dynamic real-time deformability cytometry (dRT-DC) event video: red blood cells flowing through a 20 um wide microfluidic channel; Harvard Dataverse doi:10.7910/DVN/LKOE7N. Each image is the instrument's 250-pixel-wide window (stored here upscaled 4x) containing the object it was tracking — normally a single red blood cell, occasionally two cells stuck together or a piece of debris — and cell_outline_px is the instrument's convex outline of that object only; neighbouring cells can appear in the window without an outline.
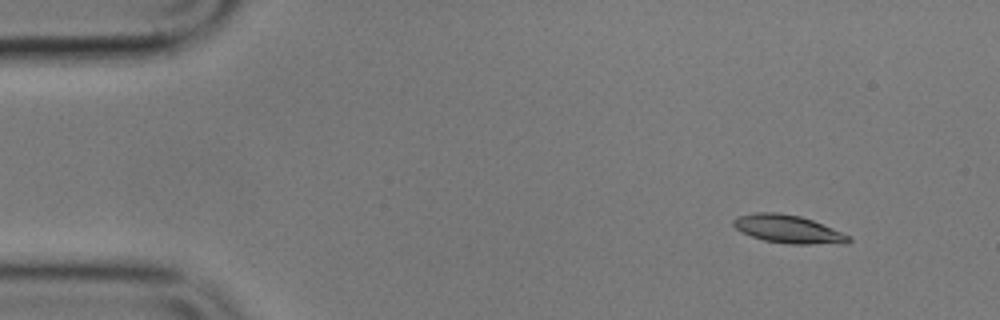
{"species": "common noctule bat (a hibernating species)", "species_latin": "Nyctalus noctula", "temperature_condition": "cold", "stored_images_in_passage": 5, "camera_frame_rate_fps": 3000, "um_per_image_px": 0.085, "animal": {"sex": "male", "body_mass_g": 17.9}, "frame": {"image": 1, "passage_image": 2, "time_ms": 1.333, "image_size_px": [1000, 320], "cell_outline_px": [[852, 240], [848, 244], [788, 244], [764, 240], [740, 232], [732, 224], [732, 220], [736, 216], [756, 212], [776, 212], [800, 216], [812, 220], [852, 236]], "centroid_in_image_um": [67.01, 19.48], "position_along_channel_um": 18.0, "area_um2": 19.07}}
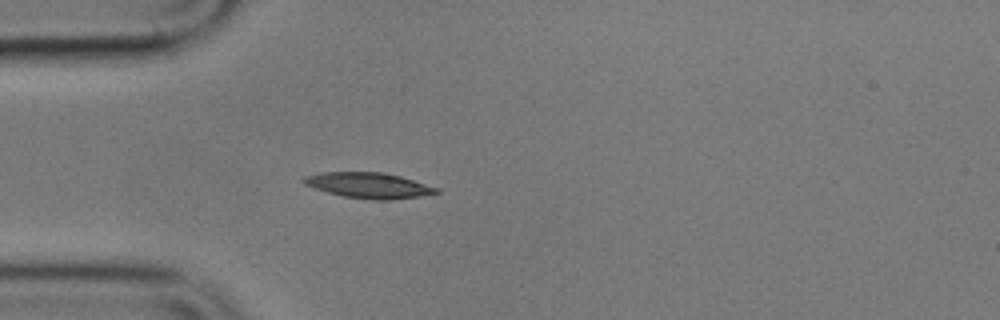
{"frame": {"image": 2, "passage_image": 5, "time_ms": 4.667, "image_size_px": [1000, 320], "cell_outline_px": [[440, 192], [420, 196], [388, 200], [372, 200], [344, 196], [328, 192], [304, 184], [300, 180], [304, 176], [320, 172], [380, 172], [400, 176], [440, 188]], "centroid_in_image_um": [31.34, 15.75], "position_along_channel_um": 53.7, "area_um2": 19.71}}